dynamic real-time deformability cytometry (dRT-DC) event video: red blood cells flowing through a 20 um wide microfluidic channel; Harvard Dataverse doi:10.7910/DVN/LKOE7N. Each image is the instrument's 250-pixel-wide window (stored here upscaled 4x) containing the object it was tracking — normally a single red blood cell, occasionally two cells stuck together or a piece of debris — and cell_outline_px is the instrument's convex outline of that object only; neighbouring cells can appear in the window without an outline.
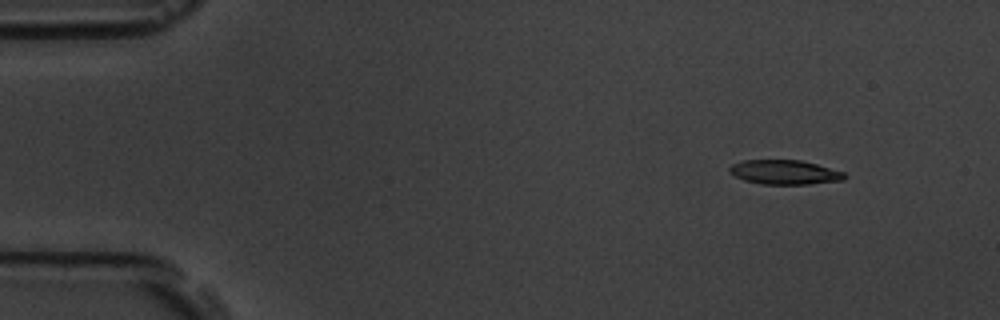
{"species": "common noctule bat (a hibernating species)", "species_latin": "Nyctalus noctula", "temperature_condition": "room temperature", "stored_images_in_passage": 4, "camera_frame_rate_fps": 3000, "um_per_image_px": 0.085, "animal": {"sex": "male", "body_mass_g": 19.5, "forearm_length_mm": 54.6}, "frame": {"image": 1, "passage_image": 1, "time_ms": 0.0, "image_size_px": [1000, 320], "cell_outline_px": [[848, 176], [844, 180], [808, 184], [760, 184], [744, 180], [728, 172], [728, 168], [732, 164], [744, 160], [800, 160], [816, 164], [844, 172]], "centroid_in_image_um": [66.69, 14.64], "position_along_channel_um": 18.3, "area_um2": 16.36}}
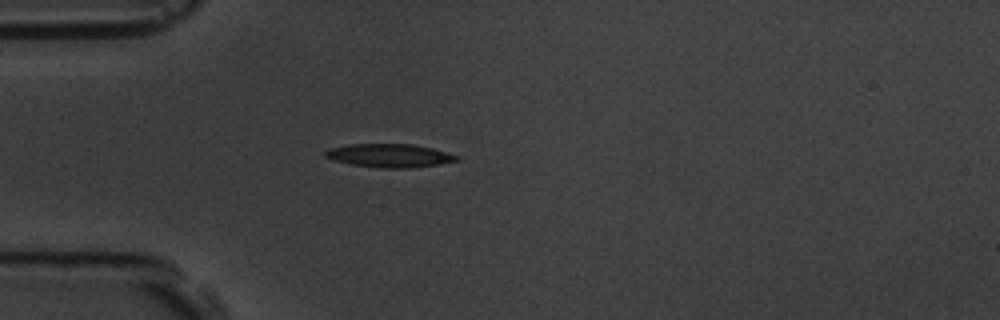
{"frame": {"image": 2, "passage_image": 3, "time_ms": 3.333, "image_size_px": [1000, 320], "cell_outline_px": [[460, 160], [440, 164], [408, 168], [380, 168], [352, 164], [332, 160], [324, 156], [324, 152], [328, 148], [348, 144], [412, 144], [432, 148], [460, 156]], "centroid_in_image_um": [33.1, 13.22], "position_along_channel_um": 51.9, "area_um2": 18.03}}